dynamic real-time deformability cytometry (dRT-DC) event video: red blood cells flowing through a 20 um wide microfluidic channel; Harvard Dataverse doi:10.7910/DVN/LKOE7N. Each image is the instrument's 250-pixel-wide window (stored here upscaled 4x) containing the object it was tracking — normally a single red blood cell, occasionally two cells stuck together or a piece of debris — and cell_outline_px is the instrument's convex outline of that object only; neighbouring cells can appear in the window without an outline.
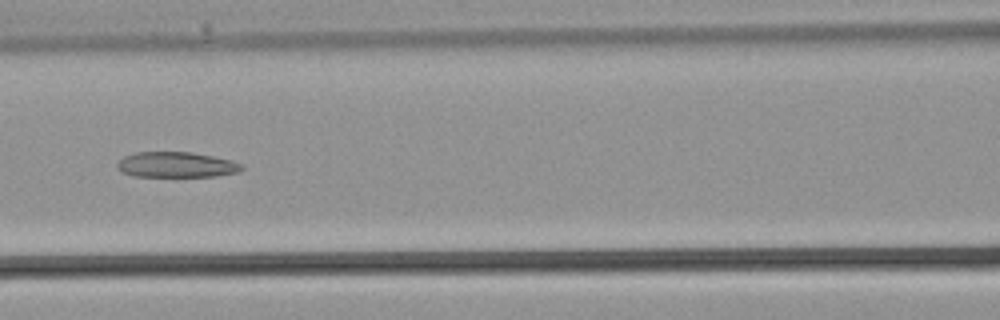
{"species": "common noctule bat (a hibernating species)", "species_latin": "Nyctalus noctula", "temperature_condition": "warm", "stored_images_in_passage": 17, "segment_of_instrument_passage": [1, 2], "camera_frame_rate_fps": 3000, "um_per_image_px": 0.085, "animal": {"sex": "male", "body_mass_g": 21.5, "forearm_length_mm": 52.0}, "frame": {"image": 1, "passage_image": 15, "time_ms": 4.667, "image_size_px": [1000, 320], "cell_outline_px": [[244, 168], [236, 172], [216, 176], [132, 176], [116, 168], [116, 164], [124, 156], [136, 152], [188, 152], [212, 156], [232, 160], [244, 164]], "centroid_in_image_um": [14.99, 14.0], "position_along_channel_um": 151.6, "area_um2": 18.38}}